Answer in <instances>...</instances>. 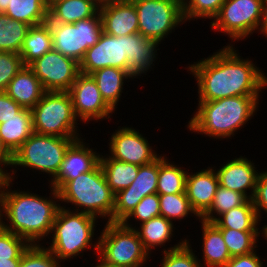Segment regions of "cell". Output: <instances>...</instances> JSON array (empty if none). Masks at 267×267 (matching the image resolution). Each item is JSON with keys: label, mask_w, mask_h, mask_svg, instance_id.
I'll return each instance as SVG.
<instances>
[{"label": "cell", "mask_w": 267, "mask_h": 267, "mask_svg": "<svg viewBox=\"0 0 267 267\" xmlns=\"http://www.w3.org/2000/svg\"><path fill=\"white\" fill-rule=\"evenodd\" d=\"M78 139L80 138H63L33 132L13 154V169L7 177L13 181L17 172L15 168L21 166L44 172L43 174L51 176L52 181L60 170L68 148Z\"/></svg>", "instance_id": "obj_6"}, {"label": "cell", "mask_w": 267, "mask_h": 267, "mask_svg": "<svg viewBox=\"0 0 267 267\" xmlns=\"http://www.w3.org/2000/svg\"><path fill=\"white\" fill-rule=\"evenodd\" d=\"M158 216H160L159 194L154 193L143 197L123 221H131L132 218V220L140 221L139 224H142Z\"/></svg>", "instance_id": "obj_41"}, {"label": "cell", "mask_w": 267, "mask_h": 267, "mask_svg": "<svg viewBox=\"0 0 267 267\" xmlns=\"http://www.w3.org/2000/svg\"><path fill=\"white\" fill-rule=\"evenodd\" d=\"M33 133L32 111L23 108L16 117L0 124V138L7 149L14 154L15 151Z\"/></svg>", "instance_id": "obj_27"}, {"label": "cell", "mask_w": 267, "mask_h": 267, "mask_svg": "<svg viewBox=\"0 0 267 267\" xmlns=\"http://www.w3.org/2000/svg\"><path fill=\"white\" fill-rule=\"evenodd\" d=\"M178 242L168 249H163L161 267H202L201 259L193 253L190 241L186 238Z\"/></svg>", "instance_id": "obj_36"}, {"label": "cell", "mask_w": 267, "mask_h": 267, "mask_svg": "<svg viewBox=\"0 0 267 267\" xmlns=\"http://www.w3.org/2000/svg\"><path fill=\"white\" fill-rule=\"evenodd\" d=\"M215 167L199 170L186 177L185 192L192 209L201 217L212 205L219 180Z\"/></svg>", "instance_id": "obj_20"}, {"label": "cell", "mask_w": 267, "mask_h": 267, "mask_svg": "<svg viewBox=\"0 0 267 267\" xmlns=\"http://www.w3.org/2000/svg\"><path fill=\"white\" fill-rule=\"evenodd\" d=\"M121 223L137 232L138 237L149 254H152L151 251L157 246L165 247V243H169L172 236H174V223L163 216L154 217L149 221L139 224V228L133 227L129 221H122Z\"/></svg>", "instance_id": "obj_25"}, {"label": "cell", "mask_w": 267, "mask_h": 267, "mask_svg": "<svg viewBox=\"0 0 267 267\" xmlns=\"http://www.w3.org/2000/svg\"><path fill=\"white\" fill-rule=\"evenodd\" d=\"M262 8L263 0H225L210 26L234 41L247 39L259 31Z\"/></svg>", "instance_id": "obj_11"}, {"label": "cell", "mask_w": 267, "mask_h": 267, "mask_svg": "<svg viewBox=\"0 0 267 267\" xmlns=\"http://www.w3.org/2000/svg\"><path fill=\"white\" fill-rule=\"evenodd\" d=\"M21 259H0V267H19Z\"/></svg>", "instance_id": "obj_48"}, {"label": "cell", "mask_w": 267, "mask_h": 267, "mask_svg": "<svg viewBox=\"0 0 267 267\" xmlns=\"http://www.w3.org/2000/svg\"><path fill=\"white\" fill-rule=\"evenodd\" d=\"M233 44L223 46L207 58L189 64L197 81L198 102L234 96H260L267 77L251 59H243ZM242 57V58H241Z\"/></svg>", "instance_id": "obj_1"}, {"label": "cell", "mask_w": 267, "mask_h": 267, "mask_svg": "<svg viewBox=\"0 0 267 267\" xmlns=\"http://www.w3.org/2000/svg\"><path fill=\"white\" fill-rule=\"evenodd\" d=\"M100 167L111 191L116 194L130 186L137 177L139 166L112 159L109 155H100Z\"/></svg>", "instance_id": "obj_29"}, {"label": "cell", "mask_w": 267, "mask_h": 267, "mask_svg": "<svg viewBox=\"0 0 267 267\" xmlns=\"http://www.w3.org/2000/svg\"><path fill=\"white\" fill-rule=\"evenodd\" d=\"M99 262L96 264L95 267H130V266H113V265H109L105 262H103L99 257H98Z\"/></svg>", "instance_id": "obj_52"}, {"label": "cell", "mask_w": 267, "mask_h": 267, "mask_svg": "<svg viewBox=\"0 0 267 267\" xmlns=\"http://www.w3.org/2000/svg\"><path fill=\"white\" fill-rule=\"evenodd\" d=\"M221 230L223 240L231 257L245 255L255 251L258 247L257 237L261 231H240L228 228H219Z\"/></svg>", "instance_id": "obj_35"}, {"label": "cell", "mask_w": 267, "mask_h": 267, "mask_svg": "<svg viewBox=\"0 0 267 267\" xmlns=\"http://www.w3.org/2000/svg\"><path fill=\"white\" fill-rule=\"evenodd\" d=\"M261 229V234H263V237L265 238V240H267V225H264L263 227H260Z\"/></svg>", "instance_id": "obj_53"}, {"label": "cell", "mask_w": 267, "mask_h": 267, "mask_svg": "<svg viewBox=\"0 0 267 267\" xmlns=\"http://www.w3.org/2000/svg\"><path fill=\"white\" fill-rule=\"evenodd\" d=\"M260 220L252 199H248L243 205L221 214L213 223L218 228H228L240 231H260ZM259 223V224H258Z\"/></svg>", "instance_id": "obj_30"}, {"label": "cell", "mask_w": 267, "mask_h": 267, "mask_svg": "<svg viewBox=\"0 0 267 267\" xmlns=\"http://www.w3.org/2000/svg\"><path fill=\"white\" fill-rule=\"evenodd\" d=\"M99 8L96 0H49L48 18L55 23H76L94 17Z\"/></svg>", "instance_id": "obj_23"}, {"label": "cell", "mask_w": 267, "mask_h": 267, "mask_svg": "<svg viewBox=\"0 0 267 267\" xmlns=\"http://www.w3.org/2000/svg\"><path fill=\"white\" fill-rule=\"evenodd\" d=\"M102 30L118 37L138 33V14L131 0L100 6Z\"/></svg>", "instance_id": "obj_19"}, {"label": "cell", "mask_w": 267, "mask_h": 267, "mask_svg": "<svg viewBox=\"0 0 267 267\" xmlns=\"http://www.w3.org/2000/svg\"><path fill=\"white\" fill-rule=\"evenodd\" d=\"M248 198L238 192L218 186L212 205L200 217V219L207 222H214L221 214L243 205ZM218 215V216H217Z\"/></svg>", "instance_id": "obj_34"}, {"label": "cell", "mask_w": 267, "mask_h": 267, "mask_svg": "<svg viewBox=\"0 0 267 267\" xmlns=\"http://www.w3.org/2000/svg\"><path fill=\"white\" fill-rule=\"evenodd\" d=\"M158 41L144 37L139 33L129 34V55L126 56L128 73L134 78L145 74L154 65L159 50Z\"/></svg>", "instance_id": "obj_22"}, {"label": "cell", "mask_w": 267, "mask_h": 267, "mask_svg": "<svg viewBox=\"0 0 267 267\" xmlns=\"http://www.w3.org/2000/svg\"><path fill=\"white\" fill-rule=\"evenodd\" d=\"M68 92L74 113L83 123L109 119L115 112L102 98L91 75L80 73Z\"/></svg>", "instance_id": "obj_14"}, {"label": "cell", "mask_w": 267, "mask_h": 267, "mask_svg": "<svg viewBox=\"0 0 267 267\" xmlns=\"http://www.w3.org/2000/svg\"><path fill=\"white\" fill-rule=\"evenodd\" d=\"M22 109L23 108L4 91H0V124L12 117H16Z\"/></svg>", "instance_id": "obj_44"}, {"label": "cell", "mask_w": 267, "mask_h": 267, "mask_svg": "<svg viewBox=\"0 0 267 267\" xmlns=\"http://www.w3.org/2000/svg\"><path fill=\"white\" fill-rule=\"evenodd\" d=\"M260 96H234L214 101L199 102L189 131L213 139H229L252 119L259 107Z\"/></svg>", "instance_id": "obj_3"}, {"label": "cell", "mask_w": 267, "mask_h": 267, "mask_svg": "<svg viewBox=\"0 0 267 267\" xmlns=\"http://www.w3.org/2000/svg\"><path fill=\"white\" fill-rule=\"evenodd\" d=\"M45 91L68 92L80 74V64L52 49L28 66Z\"/></svg>", "instance_id": "obj_12"}, {"label": "cell", "mask_w": 267, "mask_h": 267, "mask_svg": "<svg viewBox=\"0 0 267 267\" xmlns=\"http://www.w3.org/2000/svg\"><path fill=\"white\" fill-rule=\"evenodd\" d=\"M30 243L0 225V259H21Z\"/></svg>", "instance_id": "obj_40"}, {"label": "cell", "mask_w": 267, "mask_h": 267, "mask_svg": "<svg viewBox=\"0 0 267 267\" xmlns=\"http://www.w3.org/2000/svg\"><path fill=\"white\" fill-rule=\"evenodd\" d=\"M48 8L49 0H9L4 13L10 19L35 26L48 20Z\"/></svg>", "instance_id": "obj_31"}, {"label": "cell", "mask_w": 267, "mask_h": 267, "mask_svg": "<svg viewBox=\"0 0 267 267\" xmlns=\"http://www.w3.org/2000/svg\"><path fill=\"white\" fill-rule=\"evenodd\" d=\"M12 183L7 178L2 189L0 225L30 244H39L45 236L49 238L57 211L61 207L58 191L49 185L51 196L45 198L29 190H12Z\"/></svg>", "instance_id": "obj_2"}, {"label": "cell", "mask_w": 267, "mask_h": 267, "mask_svg": "<svg viewBox=\"0 0 267 267\" xmlns=\"http://www.w3.org/2000/svg\"><path fill=\"white\" fill-rule=\"evenodd\" d=\"M52 49L51 29L45 22L29 27L19 54L23 65L29 66Z\"/></svg>", "instance_id": "obj_28"}, {"label": "cell", "mask_w": 267, "mask_h": 267, "mask_svg": "<svg viewBox=\"0 0 267 267\" xmlns=\"http://www.w3.org/2000/svg\"><path fill=\"white\" fill-rule=\"evenodd\" d=\"M19 267H61L57 257L41 243L30 244L22 254Z\"/></svg>", "instance_id": "obj_39"}, {"label": "cell", "mask_w": 267, "mask_h": 267, "mask_svg": "<svg viewBox=\"0 0 267 267\" xmlns=\"http://www.w3.org/2000/svg\"><path fill=\"white\" fill-rule=\"evenodd\" d=\"M33 132L63 138H81L69 92L46 91L31 109Z\"/></svg>", "instance_id": "obj_7"}, {"label": "cell", "mask_w": 267, "mask_h": 267, "mask_svg": "<svg viewBox=\"0 0 267 267\" xmlns=\"http://www.w3.org/2000/svg\"><path fill=\"white\" fill-rule=\"evenodd\" d=\"M105 102L115 111L123 92L124 82L133 77L120 68L105 67L90 74Z\"/></svg>", "instance_id": "obj_26"}, {"label": "cell", "mask_w": 267, "mask_h": 267, "mask_svg": "<svg viewBox=\"0 0 267 267\" xmlns=\"http://www.w3.org/2000/svg\"><path fill=\"white\" fill-rule=\"evenodd\" d=\"M166 156H159L157 194L185 193L187 170L171 163Z\"/></svg>", "instance_id": "obj_32"}, {"label": "cell", "mask_w": 267, "mask_h": 267, "mask_svg": "<svg viewBox=\"0 0 267 267\" xmlns=\"http://www.w3.org/2000/svg\"><path fill=\"white\" fill-rule=\"evenodd\" d=\"M225 0H182L183 17L186 21L199 18L212 19L219 13Z\"/></svg>", "instance_id": "obj_38"}, {"label": "cell", "mask_w": 267, "mask_h": 267, "mask_svg": "<svg viewBox=\"0 0 267 267\" xmlns=\"http://www.w3.org/2000/svg\"><path fill=\"white\" fill-rule=\"evenodd\" d=\"M24 67L20 54L0 52V91H5L10 81Z\"/></svg>", "instance_id": "obj_42"}, {"label": "cell", "mask_w": 267, "mask_h": 267, "mask_svg": "<svg viewBox=\"0 0 267 267\" xmlns=\"http://www.w3.org/2000/svg\"><path fill=\"white\" fill-rule=\"evenodd\" d=\"M138 14V33L161 43L185 20L182 0H131Z\"/></svg>", "instance_id": "obj_10"}, {"label": "cell", "mask_w": 267, "mask_h": 267, "mask_svg": "<svg viewBox=\"0 0 267 267\" xmlns=\"http://www.w3.org/2000/svg\"><path fill=\"white\" fill-rule=\"evenodd\" d=\"M256 168L253 160L251 161L245 156H239V158L229 160L223 166L221 165L218 170L215 169V171L220 186L241 193L248 199H252L260 173ZM247 190H251L248 193L249 195Z\"/></svg>", "instance_id": "obj_18"}, {"label": "cell", "mask_w": 267, "mask_h": 267, "mask_svg": "<svg viewBox=\"0 0 267 267\" xmlns=\"http://www.w3.org/2000/svg\"><path fill=\"white\" fill-rule=\"evenodd\" d=\"M98 256L113 266L143 267L150 258L137 232L121 222H107L101 230Z\"/></svg>", "instance_id": "obj_8"}, {"label": "cell", "mask_w": 267, "mask_h": 267, "mask_svg": "<svg viewBox=\"0 0 267 267\" xmlns=\"http://www.w3.org/2000/svg\"><path fill=\"white\" fill-rule=\"evenodd\" d=\"M22 108L32 109L46 92L33 71L24 66L10 81L4 91Z\"/></svg>", "instance_id": "obj_21"}, {"label": "cell", "mask_w": 267, "mask_h": 267, "mask_svg": "<svg viewBox=\"0 0 267 267\" xmlns=\"http://www.w3.org/2000/svg\"><path fill=\"white\" fill-rule=\"evenodd\" d=\"M61 203L75 205L72 211L87 213L113 222L115 194L106 182L98 163L91 171L67 181L59 190ZM81 209V210H80Z\"/></svg>", "instance_id": "obj_5"}, {"label": "cell", "mask_w": 267, "mask_h": 267, "mask_svg": "<svg viewBox=\"0 0 267 267\" xmlns=\"http://www.w3.org/2000/svg\"><path fill=\"white\" fill-rule=\"evenodd\" d=\"M202 227V265L207 267H225L228 261L232 258L221 230L213 223L199 219Z\"/></svg>", "instance_id": "obj_24"}, {"label": "cell", "mask_w": 267, "mask_h": 267, "mask_svg": "<svg viewBox=\"0 0 267 267\" xmlns=\"http://www.w3.org/2000/svg\"><path fill=\"white\" fill-rule=\"evenodd\" d=\"M84 143L82 138L76 140L67 150L57 176L49 180L57 191L69 180L91 171L100 160V154Z\"/></svg>", "instance_id": "obj_17"}, {"label": "cell", "mask_w": 267, "mask_h": 267, "mask_svg": "<svg viewBox=\"0 0 267 267\" xmlns=\"http://www.w3.org/2000/svg\"><path fill=\"white\" fill-rule=\"evenodd\" d=\"M71 210L65 206L58 209L50 234L52 243H48V249L60 262L83 255L90 247L98 254L99 240L92 243L97 217Z\"/></svg>", "instance_id": "obj_4"}, {"label": "cell", "mask_w": 267, "mask_h": 267, "mask_svg": "<svg viewBox=\"0 0 267 267\" xmlns=\"http://www.w3.org/2000/svg\"><path fill=\"white\" fill-rule=\"evenodd\" d=\"M252 201L256 209L257 216L261 221L262 215L260 212L263 210L265 214L267 213V171L259 173Z\"/></svg>", "instance_id": "obj_43"}, {"label": "cell", "mask_w": 267, "mask_h": 267, "mask_svg": "<svg viewBox=\"0 0 267 267\" xmlns=\"http://www.w3.org/2000/svg\"><path fill=\"white\" fill-rule=\"evenodd\" d=\"M129 55V35L114 37L102 32L98 42L87 49L84 58L79 63L80 73L90 75L105 67L126 70Z\"/></svg>", "instance_id": "obj_13"}, {"label": "cell", "mask_w": 267, "mask_h": 267, "mask_svg": "<svg viewBox=\"0 0 267 267\" xmlns=\"http://www.w3.org/2000/svg\"><path fill=\"white\" fill-rule=\"evenodd\" d=\"M13 154L7 149L0 138V173L8 176V170L6 167H12ZM4 167V168H3ZM3 168V169H2Z\"/></svg>", "instance_id": "obj_46"}, {"label": "cell", "mask_w": 267, "mask_h": 267, "mask_svg": "<svg viewBox=\"0 0 267 267\" xmlns=\"http://www.w3.org/2000/svg\"><path fill=\"white\" fill-rule=\"evenodd\" d=\"M8 177L6 175H3L0 173V220H1V195H2V189L4 186V183L6 182V179Z\"/></svg>", "instance_id": "obj_49"}, {"label": "cell", "mask_w": 267, "mask_h": 267, "mask_svg": "<svg viewBox=\"0 0 267 267\" xmlns=\"http://www.w3.org/2000/svg\"><path fill=\"white\" fill-rule=\"evenodd\" d=\"M9 5V0H0V13H4Z\"/></svg>", "instance_id": "obj_50"}, {"label": "cell", "mask_w": 267, "mask_h": 267, "mask_svg": "<svg viewBox=\"0 0 267 267\" xmlns=\"http://www.w3.org/2000/svg\"><path fill=\"white\" fill-rule=\"evenodd\" d=\"M121 1H126V0H96V3L99 6H102V5H105V4L121 2Z\"/></svg>", "instance_id": "obj_51"}, {"label": "cell", "mask_w": 267, "mask_h": 267, "mask_svg": "<svg viewBox=\"0 0 267 267\" xmlns=\"http://www.w3.org/2000/svg\"><path fill=\"white\" fill-rule=\"evenodd\" d=\"M159 175V157L152 163L139 166L137 177L129 187L114 197L113 222H122L143 197L156 193Z\"/></svg>", "instance_id": "obj_15"}, {"label": "cell", "mask_w": 267, "mask_h": 267, "mask_svg": "<svg viewBox=\"0 0 267 267\" xmlns=\"http://www.w3.org/2000/svg\"><path fill=\"white\" fill-rule=\"evenodd\" d=\"M159 200L160 216L165 217L172 223H174L173 220L181 221L190 213L200 219V217L192 209L186 192L178 194H159Z\"/></svg>", "instance_id": "obj_37"}, {"label": "cell", "mask_w": 267, "mask_h": 267, "mask_svg": "<svg viewBox=\"0 0 267 267\" xmlns=\"http://www.w3.org/2000/svg\"><path fill=\"white\" fill-rule=\"evenodd\" d=\"M260 258L255 250L245 255L232 257L225 267H264Z\"/></svg>", "instance_id": "obj_45"}, {"label": "cell", "mask_w": 267, "mask_h": 267, "mask_svg": "<svg viewBox=\"0 0 267 267\" xmlns=\"http://www.w3.org/2000/svg\"><path fill=\"white\" fill-rule=\"evenodd\" d=\"M51 29L53 49L64 56L82 61L87 49L94 46L103 32L99 12L89 19L76 23L46 21Z\"/></svg>", "instance_id": "obj_9"}, {"label": "cell", "mask_w": 267, "mask_h": 267, "mask_svg": "<svg viewBox=\"0 0 267 267\" xmlns=\"http://www.w3.org/2000/svg\"><path fill=\"white\" fill-rule=\"evenodd\" d=\"M112 159L138 166L152 163L160 155L152 150L148 140L132 127H121L112 133L109 143Z\"/></svg>", "instance_id": "obj_16"}, {"label": "cell", "mask_w": 267, "mask_h": 267, "mask_svg": "<svg viewBox=\"0 0 267 267\" xmlns=\"http://www.w3.org/2000/svg\"><path fill=\"white\" fill-rule=\"evenodd\" d=\"M260 34H263L267 37V0H263V8H262V18L259 27Z\"/></svg>", "instance_id": "obj_47"}, {"label": "cell", "mask_w": 267, "mask_h": 267, "mask_svg": "<svg viewBox=\"0 0 267 267\" xmlns=\"http://www.w3.org/2000/svg\"><path fill=\"white\" fill-rule=\"evenodd\" d=\"M29 25L0 13V52L20 53Z\"/></svg>", "instance_id": "obj_33"}]
</instances>
